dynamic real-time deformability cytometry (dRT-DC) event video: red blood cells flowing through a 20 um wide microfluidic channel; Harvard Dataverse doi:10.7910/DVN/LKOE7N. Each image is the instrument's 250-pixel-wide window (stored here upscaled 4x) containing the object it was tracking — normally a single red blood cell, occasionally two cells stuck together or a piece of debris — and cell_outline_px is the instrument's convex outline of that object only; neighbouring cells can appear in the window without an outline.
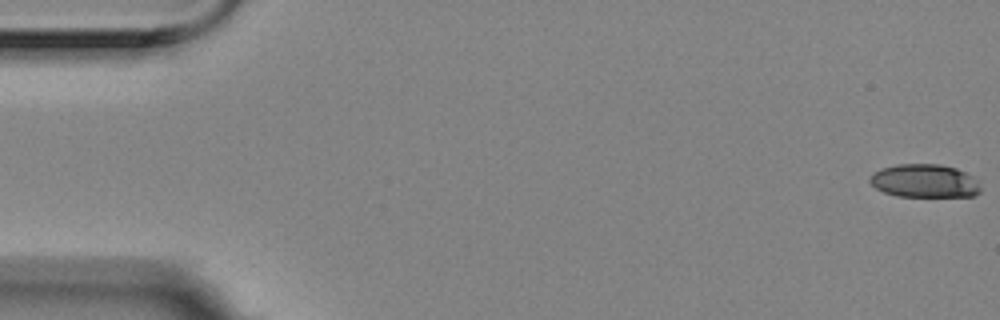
{"species": "Egyptian fruit bat (a non-hibernating species)", "species_latin": "Rousettus aegyptiacus", "temperature_condition": "room temperature", "stored_images_in_passage": 57, "camera_frame_rate_fps": 3000, "um_per_image_px": 0.085, "animal": {"sex": "female"}, "frame": {"image": 1, "passage_image": 1, "time_ms": 0.0, "image_size_px": [1000, 320], "cell_outline_px": [[980, 192], [972, 196], [896, 196], [884, 192], [876, 188], [868, 180], [872, 172], [880, 168], [896, 164], [940, 164], [956, 168], [972, 176], [980, 184]], "centroid_in_image_um": [78.55, 15.37], "position_along_channel_um": 6.4, "area_um2": 21.56}}
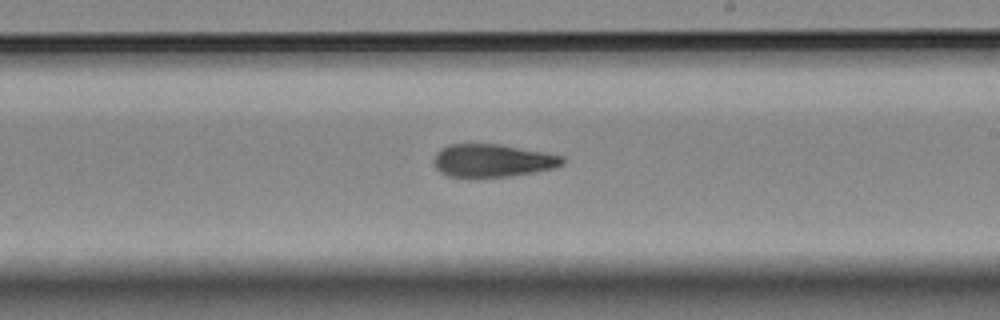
{"frame": {"image": 2, "passage_image": 33, "time_ms": 10.667, "image_size_px": [1000, 320], "cell_outline_px": [[564, 164], [556, 168], [508, 176], [468, 180], [448, 176], [440, 172], [436, 168], [432, 160], [436, 152], [440, 148], [448, 144], [500, 144], [564, 156]], "centroid_in_image_um": [41.79, 13.68], "position_along_channel_um": 247.2, "area_um2": 25.37}}
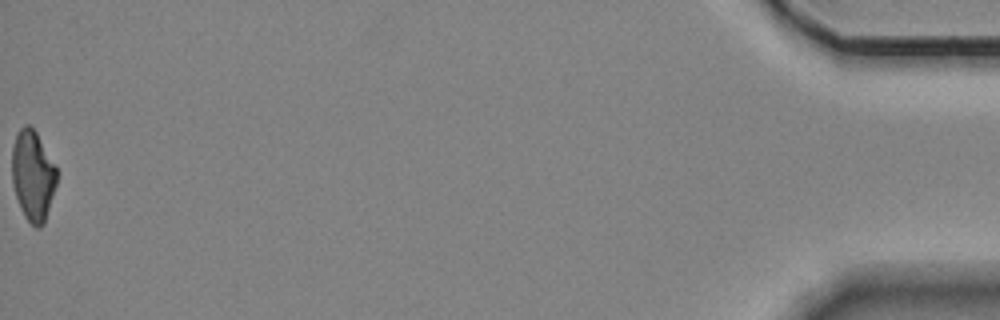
{"frame": {"image": 3, "passage_image": 57, "time_ms": 18.667, "image_size_px": [1000, 320], "cell_outline_px": [[56, 184], [44, 224], [40, 228], [36, 228], [24, 216], [16, 196], [12, 180], [12, 148], [16, 136], [20, 128], [24, 124], [28, 124], [36, 132], [56, 168]], "centroid_in_image_um": [2.78, 14.93], "position_along_channel_um": 432.4, "area_um2": 23.18}, "authors_computed_cell_mechanics": {"area_um2": 24.7962, "velocity_mm_per_s": 3.5606, "shape_relaxation_time_tau1_ms": null, "shape_relaxation_time_tau2_ms": 2.9384, "deformation_change_tau1": null, "deformation_change_tau2": 0.113}}